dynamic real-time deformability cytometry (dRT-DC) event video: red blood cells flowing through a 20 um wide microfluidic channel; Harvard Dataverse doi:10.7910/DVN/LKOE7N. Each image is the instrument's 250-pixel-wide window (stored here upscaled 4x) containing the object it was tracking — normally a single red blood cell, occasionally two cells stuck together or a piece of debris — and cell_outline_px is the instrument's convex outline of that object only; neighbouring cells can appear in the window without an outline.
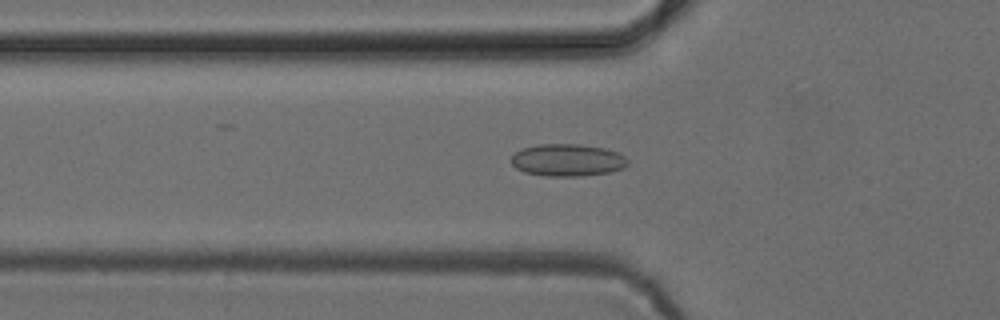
{"species": "common noctule bat (a hibernating species)", "species_latin": "Nyctalus noctula", "temperature_condition": "cold", "stored_images_in_passage": 37, "camera_frame_rate_fps": 3000, "um_per_image_px": 0.085, "animal": {"sex": "female", "body_mass_g": 24.6, "forearm_length_mm": 56.2}, "frame": {"image": 1, "passage_image": 8, "time_ms": 2.333, "image_size_px": [1000, 320], "cell_outline_px": [[628, 164], [624, 168], [612, 172], [580, 176], [544, 176], [524, 172], [516, 168], [512, 164], [512, 156], [516, 152], [524, 148], [540, 144], [580, 144], [604, 148], [616, 152], [624, 156], [628, 160]], "centroid_in_image_um": [48.26, 13.62], "position_along_channel_um": 77.5, "area_um2": 21.91}}
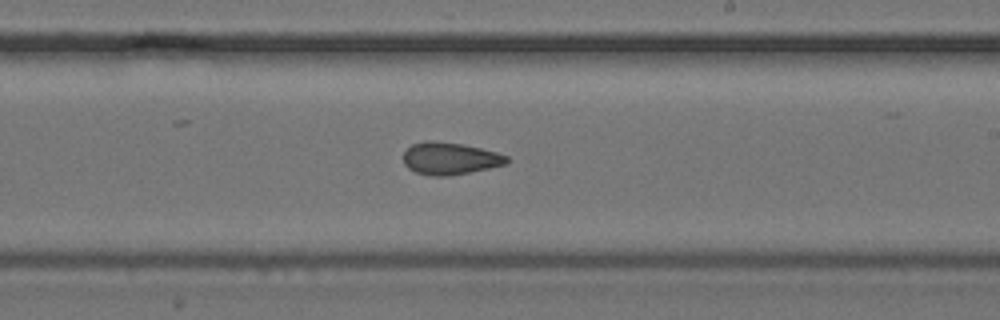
{"frame": {"image": 2, "passage_image": 21, "time_ms": 6.667, "image_size_px": [1000, 320], "cell_outline_px": [[508, 160], [504, 164], [488, 168], [448, 176], [432, 176], [416, 172], [408, 168], [404, 164], [404, 152], [412, 144], [424, 140], [432, 140], [464, 144], [496, 152], [508, 156]], "centroid_in_image_um": [38.21, 13.45], "position_along_channel_um": 250.8, "area_um2": 19.31}}
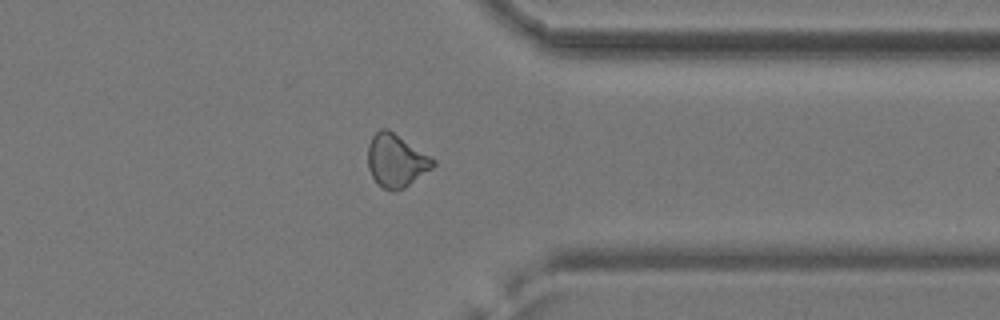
{"frame": {"image": 3, "passage_image": 31, "time_ms": 10.0, "image_size_px": [1000, 320], "cell_outline_px": [[436, 164], [432, 168], [404, 188], [396, 192], [392, 192], [384, 188], [372, 176], [368, 168], [368, 144], [372, 136], [380, 128], [388, 128], [436, 160]], "centroid_in_image_um": [33.67, 13.64], "position_along_channel_um": 377.7, "area_um2": 20.06}}